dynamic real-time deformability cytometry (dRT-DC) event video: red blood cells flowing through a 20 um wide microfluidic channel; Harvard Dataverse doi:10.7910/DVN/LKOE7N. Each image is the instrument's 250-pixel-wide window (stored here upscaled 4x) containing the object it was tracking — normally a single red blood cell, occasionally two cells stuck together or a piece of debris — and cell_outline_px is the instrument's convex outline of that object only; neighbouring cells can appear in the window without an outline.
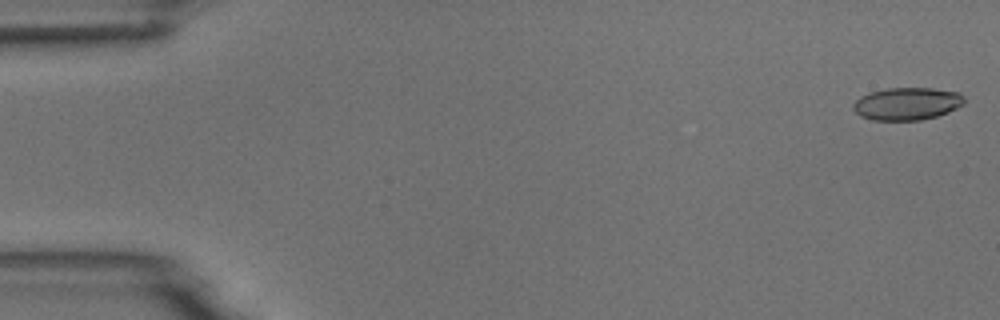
{"species": "common noctule bat (a hibernating species)", "species_latin": "Nyctalus noctula", "temperature_condition": "room temperature", "stored_images_in_passage": 7, "camera_frame_rate_fps": 3000, "um_per_image_px": 0.085, "animal": {"sex": "male", "body_mass_g": 18.8}, "frame": {"image": 1, "passage_image": 1, "time_ms": 0.0, "image_size_px": [1000, 320], "cell_outline_px": [[964, 104], [948, 112], [936, 116], [920, 120], [872, 120], [860, 116], [852, 108], [852, 104], [860, 96], [872, 92], [888, 88], [932, 88], [960, 92], [964, 96]], "centroid_in_image_um": [77.1, 8.81], "position_along_channel_um": 7.9, "area_um2": 21.1}}
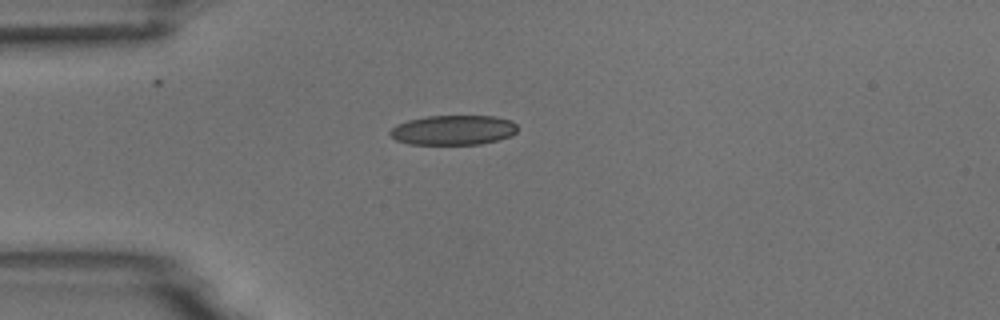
{"frame": {"image": 2, "passage_image": 4, "time_ms": 4.333, "image_size_px": [1000, 320], "cell_outline_px": [[516, 132], [508, 136], [496, 140], [480, 144], [408, 144], [396, 140], [388, 132], [396, 124], [408, 120], [428, 116], [492, 116], [512, 120], [516, 124]], "centroid_in_image_um": [38.5, 11.05], "position_along_channel_um": 46.5, "area_um2": 21.96}}